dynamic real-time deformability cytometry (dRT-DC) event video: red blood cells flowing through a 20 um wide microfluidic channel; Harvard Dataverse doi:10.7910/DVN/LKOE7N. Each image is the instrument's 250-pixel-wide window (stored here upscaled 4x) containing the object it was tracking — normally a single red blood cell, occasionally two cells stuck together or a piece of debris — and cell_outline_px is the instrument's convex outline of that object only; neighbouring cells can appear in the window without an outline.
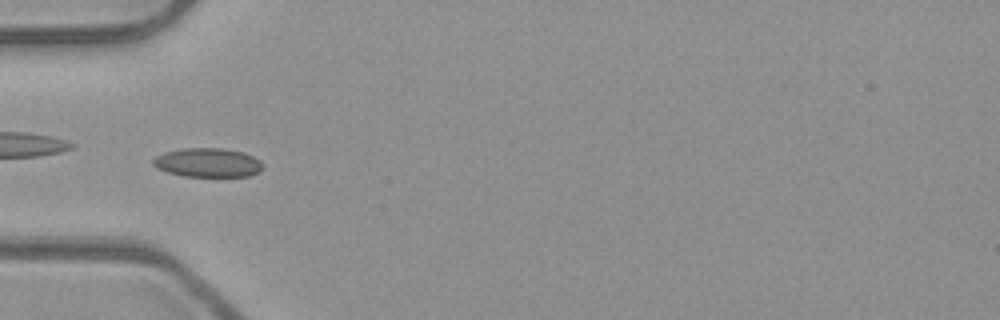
{"species": "common noctule bat (a hibernating species)", "species_latin": "Nyctalus noctula", "temperature_condition": "room temperature", "stored_images_in_passage": 53, "camera_frame_rate_fps": 3000, "um_per_image_px": 0.085, "animal": {"sex": "male", "body_mass_g": 23.1, "forearm_length_mm": 52.7}, "frame": {"image": 1, "passage_image": 18, "time_ms": 5.667, "image_size_px": [1000, 320], "cell_outline_px": [[264, 168], [260, 172], [248, 176], [184, 176], [168, 172], [156, 168], [152, 164], [152, 160], [156, 156], [164, 152], [180, 148], [224, 148], [244, 152], [260, 160], [264, 164]], "centroid_in_image_um": [17.68, 13.81], "position_along_channel_um": 67.3, "area_um2": 18.79}}
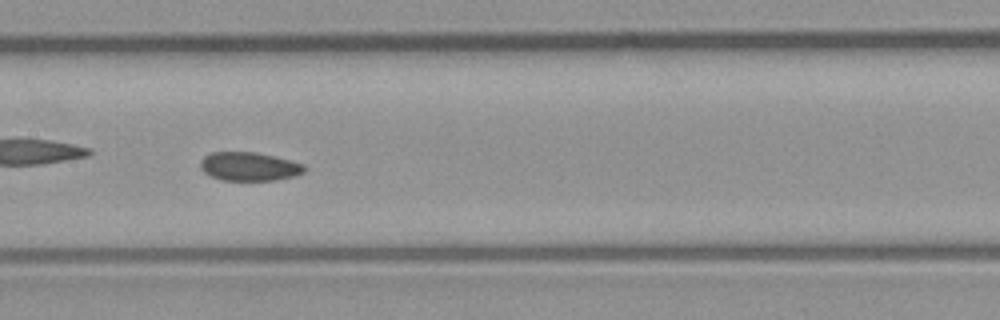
{"frame": {"image": 2, "passage_image": 27, "time_ms": 8.667, "image_size_px": [1000, 320], "cell_outline_px": [[308, 168], [304, 172], [296, 176], [276, 180], [220, 180], [204, 172], [200, 168], [200, 160], [204, 156], [212, 152], [256, 152], [304, 164]], "centroid_in_image_um": [21.18, 14.15], "position_along_channel_um": 186.2, "area_um2": 17.4}}
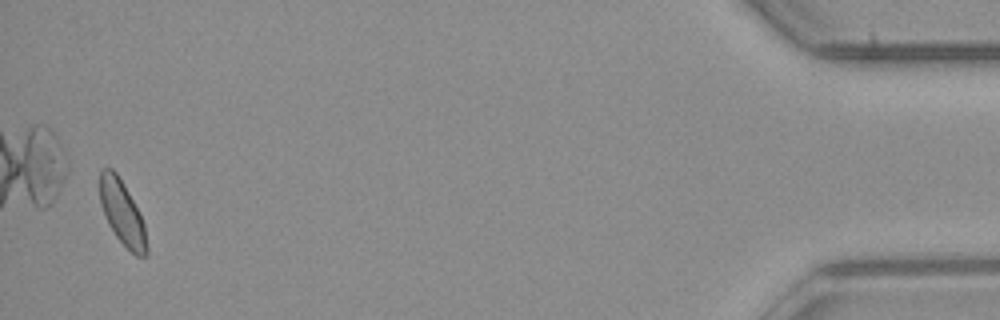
{"frame": {"image": 3, "passage_image": 52, "time_ms": 17.0, "image_size_px": [1000, 320], "cell_outline_px": [[148, 252], [144, 256], [136, 256], [116, 236], [108, 224], [100, 204], [100, 168], [112, 168], [116, 172], [128, 192], [144, 224], [148, 248]], "centroid_in_image_um": [10.37, 18.09], "position_along_channel_um": 424.8, "area_um2": 17.22}, "authors_computed_cell_mechanics": {"area_um2": 18.1492, "velocity_mm_per_s": 3.935, "shape_relaxation_time_tau1_ms": 4.3507, "shape_relaxation_time_tau2_ms": 2.0823, "deformation_change_tau1": 0.052, "deformation_change_tau2": 0.0488}}